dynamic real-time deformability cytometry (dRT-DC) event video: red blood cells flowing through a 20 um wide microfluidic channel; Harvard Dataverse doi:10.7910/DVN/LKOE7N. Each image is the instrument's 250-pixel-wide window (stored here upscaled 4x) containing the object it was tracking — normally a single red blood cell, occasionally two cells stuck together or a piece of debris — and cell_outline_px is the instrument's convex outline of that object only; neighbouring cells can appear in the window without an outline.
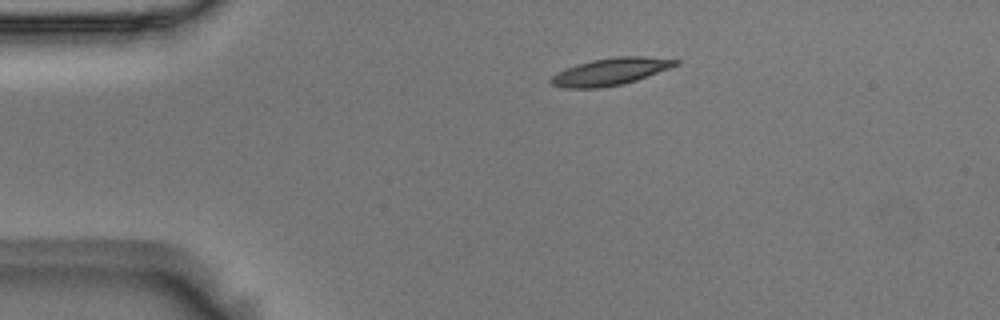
{"species": "Egyptian fruit bat (a non-hibernating species)", "species_latin": "Rousettus aegyptiacus", "temperature_condition": "room temperature", "stored_images_in_passage": 3, "camera_frame_rate_fps": 3000, "um_per_image_px": 0.085, "animal": {"sex": "male"}, "frame": {"image": 1, "passage_image": 1, "time_ms": 0.0, "image_size_px": [1000, 320], "cell_outline_px": [[680, 64], [636, 80], [624, 84], [600, 88], [564, 88], [552, 84], [548, 80], [556, 72], [576, 64], [592, 60], [616, 56], [644, 56], [680, 60]], "centroid_in_image_um": [51.87, 6.08], "position_along_channel_um": 33.1, "area_um2": 19.77}}
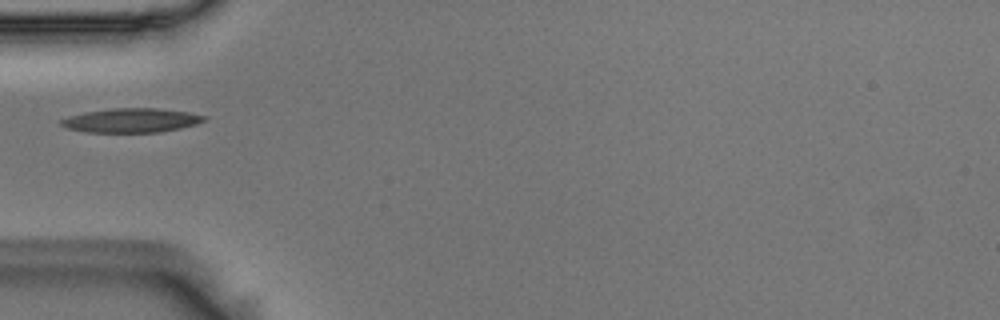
{"frame": {"image": 2, "passage_image": 3, "time_ms": 0.667, "image_size_px": [1000, 320], "cell_outline_px": [[208, 120], [196, 124], [180, 128], [160, 132], [84, 132], [64, 128], [56, 120], [68, 116], [84, 112], [112, 108], [160, 108], [188, 112], [208, 116]], "centroid_in_image_um": [11.13, 10.23], "position_along_channel_um": 73.9, "area_um2": 20.52}}